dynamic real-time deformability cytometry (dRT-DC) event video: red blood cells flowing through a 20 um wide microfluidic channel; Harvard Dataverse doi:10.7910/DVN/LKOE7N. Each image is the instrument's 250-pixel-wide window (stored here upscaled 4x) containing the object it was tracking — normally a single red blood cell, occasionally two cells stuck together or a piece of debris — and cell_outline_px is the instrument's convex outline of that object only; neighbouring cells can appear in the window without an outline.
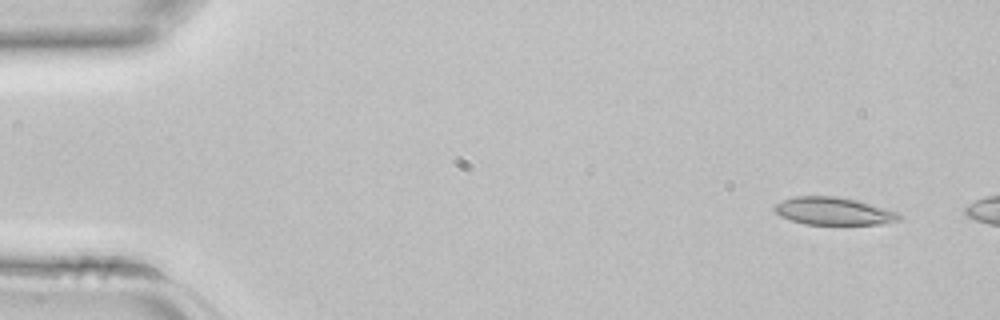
{"species": "common noctule bat (a hibernating species)", "species_latin": "Nyctalus noctula", "temperature_condition": "room temperature", "stored_images_in_passage": 7, "camera_frame_rate_fps": 3000, "um_per_image_px": 0.085, "animal": {"sex": "female", "body_mass_g": 22.7, "forearm_length_mm": 54.2}, "frame": {"image": 1, "passage_image": 3, "time_ms": 0.667, "image_size_px": [1000, 320], "cell_outline_px": [[900, 220], [888, 224], [804, 224], [780, 216], [772, 208], [776, 204], [784, 200], [796, 196], [836, 196], [856, 200], [896, 212], [900, 216]], "centroid_in_image_um": [70.83, 17.95], "position_along_channel_um": 14.2, "area_um2": 19.83}}